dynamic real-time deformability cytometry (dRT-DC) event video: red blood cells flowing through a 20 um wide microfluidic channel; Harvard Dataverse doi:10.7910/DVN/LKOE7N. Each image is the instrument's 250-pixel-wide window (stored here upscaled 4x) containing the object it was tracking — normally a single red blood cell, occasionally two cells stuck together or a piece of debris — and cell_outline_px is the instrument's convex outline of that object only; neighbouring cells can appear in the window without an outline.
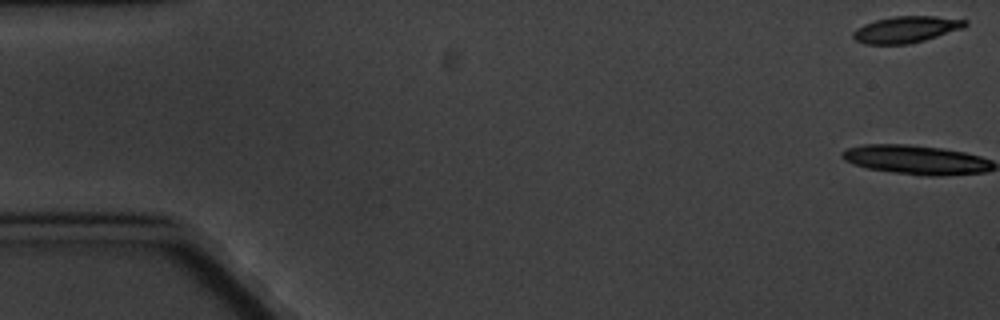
{"species": "common noctule bat (a hibernating species)", "species_latin": "Nyctalus noctula", "temperature_condition": "cold", "stored_images_in_passage": 6, "camera_frame_rate_fps": 3000, "um_per_image_px": 0.085, "animal": {"sex": "male", "body_mass_g": 20.1, "forearm_length_mm": 53.5}, "frame": {"image": 1, "passage_image": 1, "time_ms": 0.0, "image_size_px": [1000, 320], "cell_outline_px": [[968, 24], [964, 28], [924, 40], [908, 44], [864, 44], [856, 40], [852, 36], [852, 32], [856, 28], [864, 24], [876, 20], [892, 16], [936, 16], [968, 20]], "centroid_in_image_um": [77.02, 2.5], "position_along_channel_um": 8.0, "area_um2": 17.34}}